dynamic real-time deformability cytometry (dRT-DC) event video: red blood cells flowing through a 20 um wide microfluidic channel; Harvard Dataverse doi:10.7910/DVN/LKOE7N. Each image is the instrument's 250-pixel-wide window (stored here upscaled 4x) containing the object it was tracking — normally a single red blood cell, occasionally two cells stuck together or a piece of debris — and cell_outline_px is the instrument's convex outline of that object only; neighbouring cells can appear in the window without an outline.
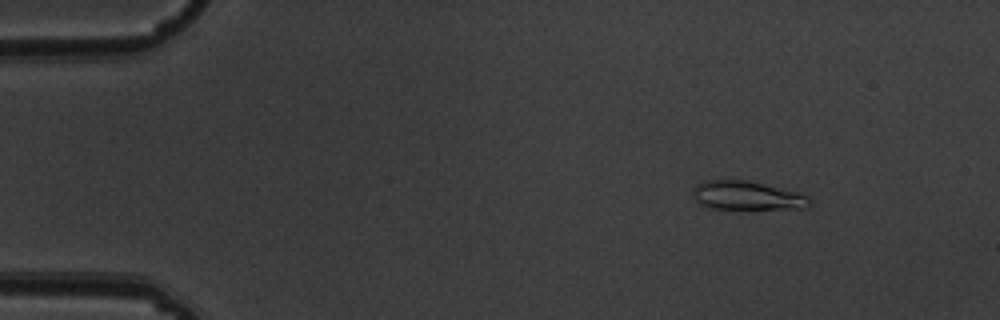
{"species": "common noctule bat (a hibernating species)", "species_latin": "Nyctalus noctula", "temperature_condition": "warm", "stored_images_in_passage": 7, "camera_frame_rate_fps": 3000, "um_per_image_px": 0.085, "animal": {"sex": "male", "body_mass_g": 19.5, "forearm_length_mm": 54.6}, "frame": {"image": 1, "passage_image": 3, "time_ms": 0.667, "image_size_px": [1000, 320], "cell_outline_px": [[812, 204], [804, 208], [708, 208], [696, 204], [692, 192], [692, 188], [696, 184], [704, 180], [744, 180], [796, 192], [808, 196], [812, 200]], "centroid_in_image_um": [63.41, 16.62], "position_along_channel_um": 21.6, "area_um2": 19.42}}